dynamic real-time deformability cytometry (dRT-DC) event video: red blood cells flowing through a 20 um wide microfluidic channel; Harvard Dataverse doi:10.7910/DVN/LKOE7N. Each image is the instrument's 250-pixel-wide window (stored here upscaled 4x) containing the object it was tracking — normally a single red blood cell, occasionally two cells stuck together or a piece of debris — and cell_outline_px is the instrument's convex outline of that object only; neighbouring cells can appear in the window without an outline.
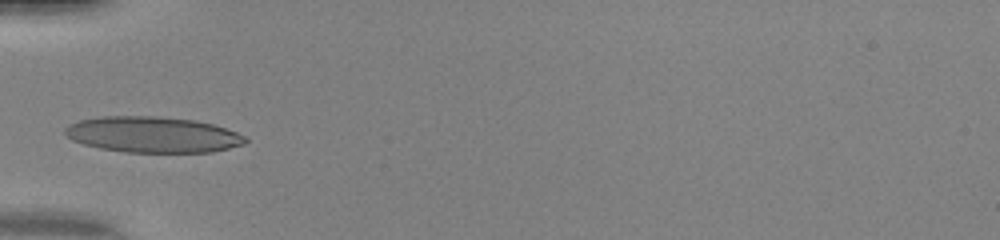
{"species": "human", "species_latin": "Homo sapiens", "temperature_condition": "warm", "stored_images_in_passage": 27, "camera_frame_rate_fps": 3000, "um_per_image_px": 0.085, "donor": {"sex": "female"}, "frame": {"image": 1, "passage_image": 1, "time_ms": 0.0, "image_size_px": [1000, 240], "cell_outline_px": [[248, 140], [244, 144], [212, 152], [124, 152], [100, 148], [84, 144], [72, 140], [64, 132], [64, 128], [68, 124], [80, 120], [100, 116], [160, 116], [196, 120], [212, 124], [236, 132], [244, 136]], "centroid_in_image_um": [12.96, 11.43], "position_along_channel_um": 72.0, "area_um2": 37.74}, "authors_computed_cell_mechanics": {"area_um2": 34.5066, "velocity_mm_per_s": 4.1754, "shape_relaxation_time_tau1_ms": 2.0586, "shape_relaxation_time_tau2_ms": null, "deformation_change_tau1": 0.1827, "deformation_change_tau2": null}}